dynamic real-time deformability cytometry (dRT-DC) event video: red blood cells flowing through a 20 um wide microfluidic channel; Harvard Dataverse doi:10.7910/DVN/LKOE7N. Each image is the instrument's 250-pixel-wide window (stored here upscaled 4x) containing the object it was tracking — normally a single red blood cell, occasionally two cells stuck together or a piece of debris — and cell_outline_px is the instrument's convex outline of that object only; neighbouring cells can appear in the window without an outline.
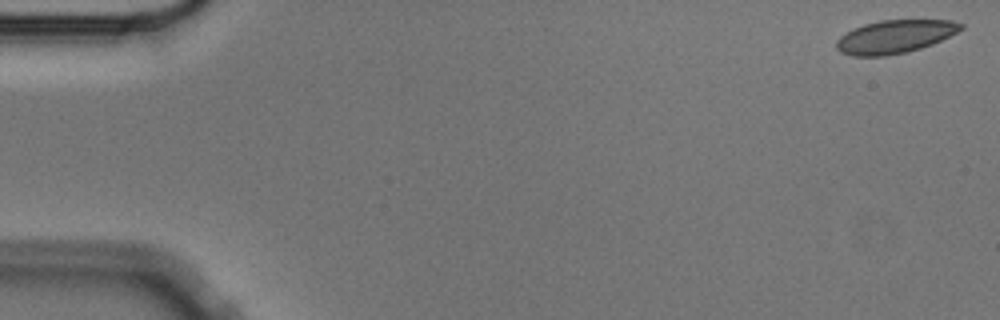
{"species": "Egyptian fruit bat (a non-hibernating species)", "species_latin": "Rousettus aegyptiacus", "temperature_condition": "cold", "stored_images_in_passage": 56, "camera_frame_rate_fps": 3000, "um_per_image_px": 0.085, "animal": {"sex": "male"}, "frame": {"image": 1, "passage_image": 1, "time_ms": 0.0, "image_size_px": [1000, 320], "cell_outline_px": [[964, 28], [932, 44], [920, 48], [904, 52], [884, 56], [852, 56], [840, 52], [836, 48], [836, 40], [840, 36], [864, 24], [880, 20], [952, 20], [964, 24]], "centroid_in_image_um": [76.05, 3.11], "position_along_channel_um": 8.9, "area_um2": 23.81}}
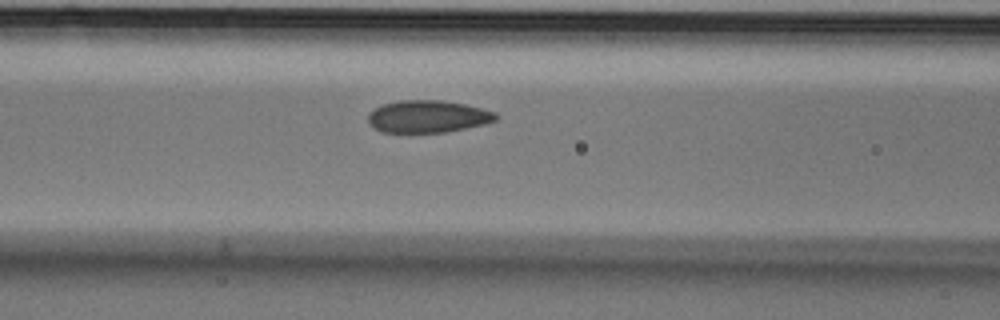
{"frame": {"image": 2, "passage_image": 23, "time_ms": 7.333, "image_size_px": [1000, 320], "cell_outline_px": [[500, 116], [496, 120], [484, 124], [448, 132], [380, 132], [368, 120], [368, 112], [384, 104], [400, 100], [444, 100], [464, 104], [496, 112]], "centroid_in_image_um": [36.4, 9.9], "position_along_channel_um": 130.2, "area_um2": 23.99}}
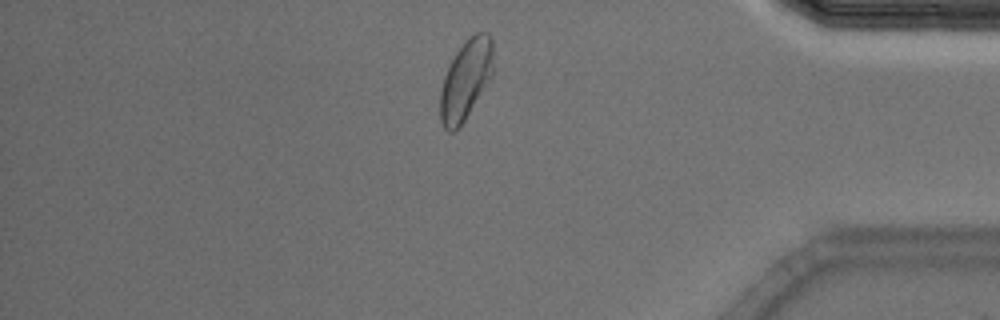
{"frame": {"image": 3, "passage_image": 48, "time_ms": 15.667, "image_size_px": [1000, 320], "cell_outline_px": [[496, 72], [460, 128], [456, 132], [448, 132], [444, 128], [440, 120], [440, 92], [444, 76], [456, 52], [468, 36], [476, 32], [488, 32], [492, 36], [496, 68]], "centroid_in_image_um": [39.66, 6.77], "position_along_channel_um": 395.5, "area_um2": 25.72}, "authors_computed_cell_mechanics": {"area_um2": 24.8829, "velocity_mm_per_s": 3.5138, "shape_relaxation_time_tau1_ms": 4.326, "shape_relaxation_time_tau2_ms": null, "deformation_change_tau1": 0.0986, "deformation_change_tau2": null}}